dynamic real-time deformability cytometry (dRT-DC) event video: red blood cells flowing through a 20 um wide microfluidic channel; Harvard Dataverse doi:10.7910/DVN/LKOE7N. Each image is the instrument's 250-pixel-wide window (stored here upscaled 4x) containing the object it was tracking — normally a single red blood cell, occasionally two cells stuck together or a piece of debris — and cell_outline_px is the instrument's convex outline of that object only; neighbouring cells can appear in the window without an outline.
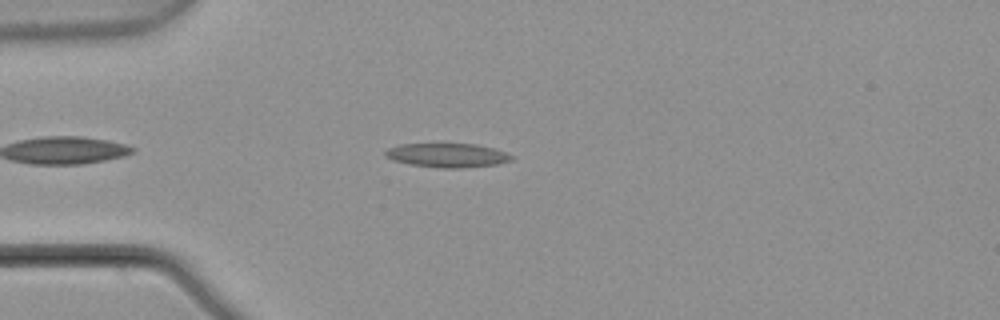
{"species": "common noctule bat (a hibernating species)", "species_latin": "Nyctalus noctula", "temperature_condition": "warm", "stored_images_in_passage": 7, "camera_frame_rate_fps": 3000, "um_per_image_px": 0.085, "animal": {"sex": "male", "body_mass_g": 21.5, "forearm_length_mm": 52.0}, "frame": {"image": 1, "passage_image": 5, "time_ms": 1.333, "image_size_px": [1000, 320], "cell_outline_px": [[512, 160], [496, 164], [460, 168], [440, 168], [412, 164], [392, 160], [384, 156], [384, 152], [388, 148], [400, 144], [476, 144], [492, 148], [504, 152], [512, 156]], "centroid_in_image_um": [37.98, 13.2], "position_along_channel_um": 47.0, "area_um2": 17.46}}
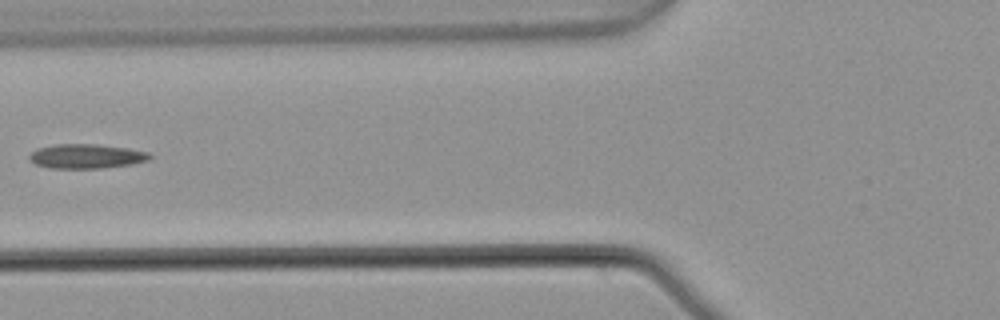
{"frame": {"image": 2, "passage_image": 7, "time_ms": 2.0, "image_size_px": [1000, 320], "cell_outline_px": [[152, 156], [148, 160], [132, 164], [100, 168], [48, 168], [36, 164], [28, 160], [28, 156], [36, 148], [56, 144], [96, 144], [128, 148], [148, 152]], "centroid_in_image_um": [7.3, 13.28], "position_along_channel_um": 118.5, "area_um2": 17.17}}